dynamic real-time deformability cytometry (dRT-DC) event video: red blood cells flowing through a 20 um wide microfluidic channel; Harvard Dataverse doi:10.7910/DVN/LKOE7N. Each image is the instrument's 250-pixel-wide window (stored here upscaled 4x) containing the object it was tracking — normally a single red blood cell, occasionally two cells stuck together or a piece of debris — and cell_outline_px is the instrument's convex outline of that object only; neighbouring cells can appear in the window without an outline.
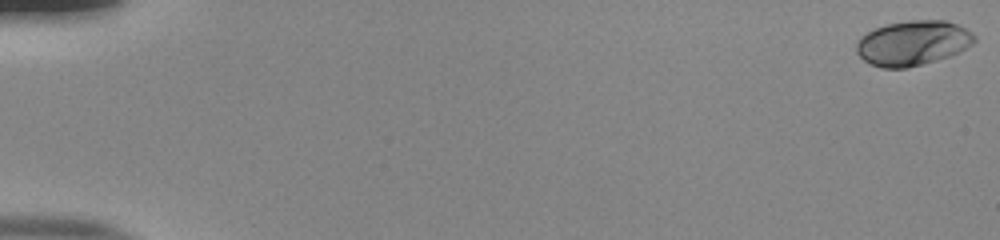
{"species": "human", "species_latin": "Homo sapiens", "temperature_condition": "room temperature", "stored_images_in_passage": 54, "camera_frame_rate_fps": 3000, "um_per_image_px": 0.085, "donor": {"sex": "male"}, "frame": {"image": 1, "passage_image": 1, "time_ms": 0.0, "image_size_px": [1000, 240], "cell_outline_px": [[976, 40], [972, 44], [948, 56], [936, 60], [908, 68], [880, 68], [868, 64], [856, 52], [856, 40], [860, 36], [876, 28], [888, 24], [908, 20], [944, 20], [956, 24], [972, 32], [976, 36]], "centroid_in_image_um": [77.54, 3.66], "position_along_channel_um": 7.5, "area_um2": 30.81}}
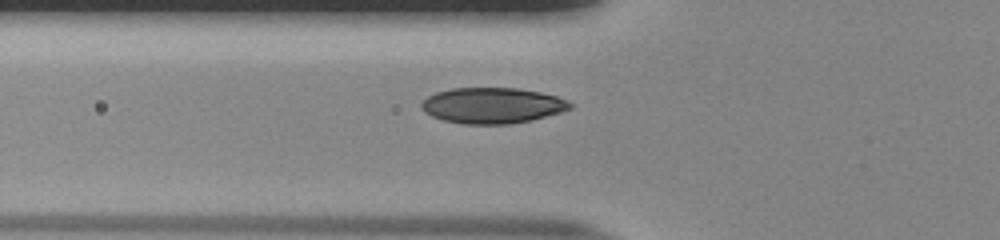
{"frame": {"image": 2, "passage_image": 21, "time_ms": 6.667, "image_size_px": [1000, 240], "cell_outline_px": [[572, 108], [560, 112], [532, 120], [508, 124], [464, 124], [444, 120], [432, 116], [424, 112], [420, 108], [420, 104], [428, 96], [436, 92], [452, 88], [520, 88], [540, 92], [556, 96], [568, 100], [572, 104]], "centroid_in_image_um": [41.84, 8.96], "position_along_channel_um": 84.0, "area_um2": 31.04}}
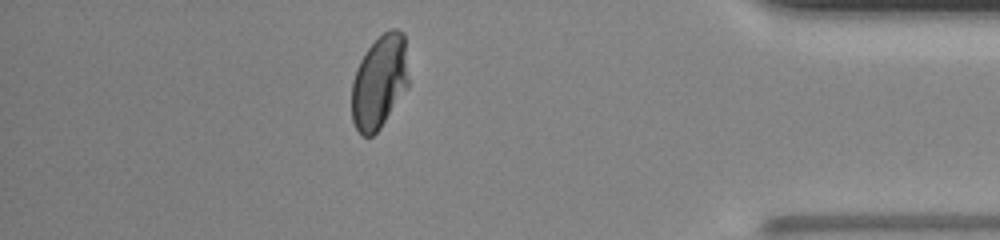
{"frame": {"image": 3, "passage_image": 48, "time_ms": 15.667, "image_size_px": [1000, 240], "cell_outline_px": [[408, 88], [380, 128], [372, 136], [360, 136], [352, 120], [352, 80], [356, 68], [364, 52], [384, 32], [392, 28], [396, 28], [404, 32], [408, 80]], "centroid_in_image_um": [32.24, 6.96], "position_along_channel_um": 403.0, "area_um2": 31.1}, "authors_computed_cell_mechanics": {"area_um2": 30.7785, "velocity_mm_per_s": 3.8948, "shape_relaxation_time_tau1_ms": 3.6329, "shape_relaxation_time_tau2_ms": null, "deformation_change_tau1": 0.1504, "deformation_change_tau2": null}}